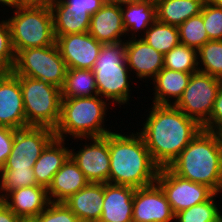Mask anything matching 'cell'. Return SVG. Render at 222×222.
Masks as SVG:
<instances>
[{
	"label": "cell",
	"mask_w": 222,
	"mask_h": 222,
	"mask_svg": "<svg viewBox=\"0 0 222 222\" xmlns=\"http://www.w3.org/2000/svg\"><path fill=\"white\" fill-rule=\"evenodd\" d=\"M151 106L138 131L153 161L160 168L168 167L203 128L174 105Z\"/></svg>",
	"instance_id": "6da1fadb"
},
{
	"label": "cell",
	"mask_w": 222,
	"mask_h": 222,
	"mask_svg": "<svg viewBox=\"0 0 222 222\" xmlns=\"http://www.w3.org/2000/svg\"><path fill=\"white\" fill-rule=\"evenodd\" d=\"M109 133V183L141 188L156 182L160 167L139 132Z\"/></svg>",
	"instance_id": "7a4b0ae2"
},
{
	"label": "cell",
	"mask_w": 222,
	"mask_h": 222,
	"mask_svg": "<svg viewBox=\"0 0 222 222\" xmlns=\"http://www.w3.org/2000/svg\"><path fill=\"white\" fill-rule=\"evenodd\" d=\"M168 168L176 175L222 192V143L215 131L202 129Z\"/></svg>",
	"instance_id": "3957f363"
},
{
	"label": "cell",
	"mask_w": 222,
	"mask_h": 222,
	"mask_svg": "<svg viewBox=\"0 0 222 222\" xmlns=\"http://www.w3.org/2000/svg\"><path fill=\"white\" fill-rule=\"evenodd\" d=\"M107 102L99 95L62 98L60 119L54 129L55 136L64 140L70 136L78 142L79 138L101 137L109 134L112 132V126L111 129L107 128L104 123L107 121L106 113L110 104Z\"/></svg>",
	"instance_id": "277c9868"
},
{
	"label": "cell",
	"mask_w": 222,
	"mask_h": 222,
	"mask_svg": "<svg viewBox=\"0 0 222 222\" xmlns=\"http://www.w3.org/2000/svg\"><path fill=\"white\" fill-rule=\"evenodd\" d=\"M92 70L99 96L111 100L112 106L130 104L131 72L125 60V41L103 44Z\"/></svg>",
	"instance_id": "5b68a950"
},
{
	"label": "cell",
	"mask_w": 222,
	"mask_h": 222,
	"mask_svg": "<svg viewBox=\"0 0 222 222\" xmlns=\"http://www.w3.org/2000/svg\"><path fill=\"white\" fill-rule=\"evenodd\" d=\"M7 20L15 54L21 50L51 46L56 39L50 7L16 6Z\"/></svg>",
	"instance_id": "8992f818"
},
{
	"label": "cell",
	"mask_w": 222,
	"mask_h": 222,
	"mask_svg": "<svg viewBox=\"0 0 222 222\" xmlns=\"http://www.w3.org/2000/svg\"><path fill=\"white\" fill-rule=\"evenodd\" d=\"M28 126L55 129L60 119L61 89L43 80L19 76Z\"/></svg>",
	"instance_id": "52a82bcc"
},
{
	"label": "cell",
	"mask_w": 222,
	"mask_h": 222,
	"mask_svg": "<svg viewBox=\"0 0 222 222\" xmlns=\"http://www.w3.org/2000/svg\"><path fill=\"white\" fill-rule=\"evenodd\" d=\"M67 65L61 57L56 42L51 46L21 50L16 54L11 70L17 76H26L48 82L62 88Z\"/></svg>",
	"instance_id": "ba28073f"
},
{
	"label": "cell",
	"mask_w": 222,
	"mask_h": 222,
	"mask_svg": "<svg viewBox=\"0 0 222 222\" xmlns=\"http://www.w3.org/2000/svg\"><path fill=\"white\" fill-rule=\"evenodd\" d=\"M221 85V79L207 73H192L188 86L174 106L203 126L209 120Z\"/></svg>",
	"instance_id": "9c48e42d"
},
{
	"label": "cell",
	"mask_w": 222,
	"mask_h": 222,
	"mask_svg": "<svg viewBox=\"0 0 222 222\" xmlns=\"http://www.w3.org/2000/svg\"><path fill=\"white\" fill-rule=\"evenodd\" d=\"M54 129L28 126L15 131L13 147L2 169H33L46 146L55 138Z\"/></svg>",
	"instance_id": "30bf717a"
},
{
	"label": "cell",
	"mask_w": 222,
	"mask_h": 222,
	"mask_svg": "<svg viewBox=\"0 0 222 222\" xmlns=\"http://www.w3.org/2000/svg\"><path fill=\"white\" fill-rule=\"evenodd\" d=\"M156 182L163 189L174 214L203 203L214 194L209 187L184 179L168 167L159 169Z\"/></svg>",
	"instance_id": "8fae6325"
},
{
	"label": "cell",
	"mask_w": 222,
	"mask_h": 222,
	"mask_svg": "<svg viewBox=\"0 0 222 222\" xmlns=\"http://www.w3.org/2000/svg\"><path fill=\"white\" fill-rule=\"evenodd\" d=\"M79 140H85V145L82 148L79 147L76 152V149H70V157L89 183H109V134L101 137L79 138Z\"/></svg>",
	"instance_id": "7c38bea8"
},
{
	"label": "cell",
	"mask_w": 222,
	"mask_h": 222,
	"mask_svg": "<svg viewBox=\"0 0 222 222\" xmlns=\"http://www.w3.org/2000/svg\"><path fill=\"white\" fill-rule=\"evenodd\" d=\"M132 220L133 222H173L175 220L171 205L157 182L135 189Z\"/></svg>",
	"instance_id": "4fadbf2b"
},
{
	"label": "cell",
	"mask_w": 222,
	"mask_h": 222,
	"mask_svg": "<svg viewBox=\"0 0 222 222\" xmlns=\"http://www.w3.org/2000/svg\"><path fill=\"white\" fill-rule=\"evenodd\" d=\"M55 39L67 68L92 70L103 46L89 32L55 36Z\"/></svg>",
	"instance_id": "5bb4252c"
},
{
	"label": "cell",
	"mask_w": 222,
	"mask_h": 222,
	"mask_svg": "<svg viewBox=\"0 0 222 222\" xmlns=\"http://www.w3.org/2000/svg\"><path fill=\"white\" fill-rule=\"evenodd\" d=\"M0 126L28 127L19 76L12 71H0Z\"/></svg>",
	"instance_id": "9a60e30c"
},
{
	"label": "cell",
	"mask_w": 222,
	"mask_h": 222,
	"mask_svg": "<svg viewBox=\"0 0 222 222\" xmlns=\"http://www.w3.org/2000/svg\"><path fill=\"white\" fill-rule=\"evenodd\" d=\"M164 55L142 38L125 40V60L130 72L139 80H153L163 68ZM150 78V79H149Z\"/></svg>",
	"instance_id": "2e32d148"
},
{
	"label": "cell",
	"mask_w": 222,
	"mask_h": 222,
	"mask_svg": "<svg viewBox=\"0 0 222 222\" xmlns=\"http://www.w3.org/2000/svg\"><path fill=\"white\" fill-rule=\"evenodd\" d=\"M89 34L103 44L125 41L126 31L121 6L104 3L91 15Z\"/></svg>",
	"instance_id": "e0dca14e"
},
{
	"label": "cell",
	"mask_w": 222,
	"mask_h": 222,
	"mask_svg": "<svg viewBox=\"0 0 222 222\" xmlns=\"http://www.w3.org/2000/svg\"><path fill=\"white\" fill-rule=\"evenodd\" d=\"M135 188L104 184L102 214L98 222H133V194Z\"/></svg>",
	"instance_id": "ac0fdd59"
},
{
	"label": "cell",
	"mask_w": 222,
	"mask_h": 222,
	"mask_svg": "<svg viewBox=\"0 0 222 222\" xmlns=\"http://www.w3.org/2000/svg\"><path fill=\"white\" fill-rule=\"evenodd\" d=\"M6 205L23 221L37 217L50 202L43 186L18 188L5 196Z\"/></svg>",
	"instance_id": "d6986e66"
},
{
	"label": "cell",
	"mask_w": 222,
	"mask_h": 222,
	"mask_svg": "<svg viewBox=\"0 0 222 222\" xmlns=\"http://www.w3.org/2000/svg\"><path fill=\"white\" fill-rule=\"evenodd\" d=\"M103 201L104 184L88 183L64 203L80 222H98L102 214Z\"/></svg>",
	"instance_id": "ffe728a7"
},
{
	"label": "cell",
	"mask_w": 222,
	"mask_h": 222,
	"mask_svg": "<svg viewBox=\"0 0 222 222\" xmlns=\"http://www.w3.org/2000/svg\"><path fill=\"white\" fill-rule=\"evenodd\" d=\"M88 183L84 173L69 157L53 176L52 182L47 188L48 199L50 202H64Z\"/></svg>",
	"instance_id": "44dd1931"
},
{
	"label": "cell",
	"mask_w": 222,
	"mask_h": 222,
	"mask_svg": "<svg viewBox=\"0 0 222 222\" xmlns=\"http://www.w3.org/2000/svg\"><path fill=\"white\" fill-rule=\"evenodd\" d=\"M191 73L162 68L150 82L153 84V104L174 105L182 96L191 78ZM171 98V99H170ZM173 99V100H172Z\"/></svg>",
	"instance_id": "7402d4cb"
},
{
	"label": "cell",
	"mask_w": 222,
	"mask_h": 222,
	"mask_svg": "<svg viewBox=\"0 0 222 222\" xmlns=\"http://www.w3.org/2000/svg\"><path fill=\"white\" fill-rule=\"evenodd\" d=\"M66 144L64 139L55 137L37 159L33 171L38 185L47 189L55 173L70 157V146Z\"/></svg>",
	"instance_id": "603a6c76"
},
{
	"label": "cell",
	"mask_w": 222,
	"mask_h": 222,
	"mask_svg": "<svg viewBox=\"0 0 222 222\" xmlns=\"http://www.w3.org/2000/svg\"><path fill=\"white\" fill-rule=\"evenodd\" d=\"M121 12L126 35L129 36L130 33L128 39L141 38L157 20L155 0H142L121 6Z\"/></svg>",
	"instance_id": "cb8c5ba5"
},
{
	"label": "cell",
	"mask_w": 222,
	"mask_h": 222,
	"mask_svg": "<svg viewBox=\"0 0 222 222\" xmlns=\"http://www.w3.org/2000/svg\"><path fill=\"white\" fill-rule=\"evenodd\" d=\"M54 36L89 32L90 13H72L65 0H54L50 6Z\"/></svg>",
	"instance_id": "d4e9b609"
},
{
	"label": "cell",
	"mask_w": 222,
	"mask_h": 222,
	"mask_svg": "<svg viewBox=\"0 0 222 222\" xmlns=\"http://www.w3.org/2000/svg\"><path fill=\"white\" fill-rule=\"evenodd\" d=\"M206 0H155L157 20L179 27L199 15Z\"/></svg>",
	"instance_id": "484cf974"
},
{
	"label": "cell",
	"mask_w": 222,
	"mask_h": 222,
	"mask_svg": "<svg viewBox=\"0 0 222 222\" xmlns=\"http://www.w3.org/2000/svg\"><path fill=\"white\" fill-rule=\"evenodd\" d=\"M98 95L95 74L91 69L68 68L61 88L62 98L91 97Z\"/></svg>",
	"instance_id": "4316f807"
},
{
	"label": "cell",
	"mask_w": 222,
	"mask_h": 222,
	"mask_svg": "<svg viewBox=\"0 0 222 222\" xmlns=\"http://www.w3.org/2000/svg\"><path fill=\"white\" fill-rule=\"evenodd\" d=\"M163 55L180 44L179 28L156 20L141 37Z\"/></svg>",
	"instance_id": "83f0119b"
},
{
	"label": "cell",
	"mask_w": 222,
	"mask_h": 222,
	"mask_svg": "<svg viewBox=\"0 0 222 222\" xmlns=\"http://www.w3.org/2000/svg\"><path fill=\"white\" fill-rule=\"evenodd\" d=\"M163 67L179 72L195 73L198 71L197 50L180 43L164 54Z\"/></svg>",
	"instance_id": "f1b7e54d"
},
{
	"label": "cell",
	"mask_w": 222,
	"mask_h": 222,
	"mask_svg": "<svg viewBox=\"0 0 222 222\" xmlns=\"http://www.w3.org/2000/svg\"><path fill=\"white\" fill-rule=\"evenodd\" d=\"M197 57L198 71L222 80V40L207 41L197 50Z\"/></svg>",
	"instance_id": "f546056e"
},
{
	"label": "cell",
	"mask_w": 222,
	"mask_h": 222,
	"mask_svg": "<svg viewBox=\"0 0 222 222\" xmlns=\"http://www.w3.org/2000/svg\"><path fill=\"white\" fill-rule=\"evenodd\" d=\"M217 195L214 193L207 201L176 213L174 222H216L222 212Z\"/></svg>",
	"instance_id": "4dcf8cb0"
},
{
	"label": "cell",
	"mask_w": 222,
	"mask_h": 222,
	"mask_svg": "<svg viewBox=\"0 0 222 222\" xmlns=\"http://www.w3.org/2000/svg\"><path fill=\"white\" fill-rule=\"evenodd\" d=\"M178 28L181 44L199 50L207 41H209L202 13L190 17Z\"/></svg>",
	"instance_id": "1f68e13d"
},
{
	"label": "cell",
	"mask_w": 222,
	"mask_h": 222,
	"mask_svg": "<svg viewBox=\"0 0 222 222\" xmlns=\"http://www.w3.org/2000/svg\"><path fill=\"white\" fill-rule=\"evenodd\" d=\"M36 185L33 169H0V195L3 197L15 189Z\"/></svg>",
	"instance_id": "d6a6232c"
},
{
	"label": "cell",
	"mask_w": 222,
	"mask_h": 222,
	"mask_svg": "<svg viewBox=\"0 0 222 222\" xmlns=\"http://www.w3.org/2000/svg\"><path fill=\"white\" fill-rule=\"evenodd\" d=\"M32 222H80L64 202H49L47 207Z\"/></svg>",
	"instance_id": "836d02e7"
},
{
	"label": "cell",
	"mask_w": 222,
	"mask_h": 222,
	"mask_svg": "<svg viewBox=\"0 0 222 222\" xmlns=\"http://www.w3.org/2000/svg\"><path fill=\"white\" fill-rule=\"evenodd\" d=\"M201 13L209 40H222V8L205 1Z\"/></svg>",
	"instance_id": "e575fe53"
},
{
	"label": "cell",
	"mask_w": 222,
	"mask_h": 222,
	"mask_svg": "<svg viewBox=\"0 0 222 222\" xmlns=\"http://www.w3.org/2000/svg\"><path fill=\"white\" fill-rule=\"evenodd\" d=\"M16 59L10 27L4 18L0 21V71H11Z\"/></svg>",
	"instance_id": "d590c367"
},
{
	"label": "cell",
	"mask_w": 222,
	"mask_h": 222,
	"mask_svg": "<svg viewBox=\"0 0 222 222\" xmlns=\"http://www.w3.org/2000/svg\"><path fill=\"white\" fill-rule=\"evenodd\" d=\"M15 131V129L0 126V169L5 165L12 151Z\"/></svg>",
	"instance_id": "8d00e7d4"
},
{
	"label": "cell",
	"mask_w": 222,
	"mask_h": 222,
	"mask_svg": "<svg viewBox=\"0 0 222 222\" xmlns=\"http://www.w3.org/2000/svg\"><path fill=\"white\" fill-rule=\"evenodd\" d=\"M222 125V85L214 101L209 120L202 126L204 130L216 131Z\"/></svg>",
	"instance_id": "74e56055"
},
{
	"label": "cell",
	"mask_w": 222,
	"mask_h": 222,
	"mask_svg": "<svg viewBox=\"0 0 222 222\" xmlns=\"http://www.w3.org/2000/svg\"><path fill=\"white\" fill-rule=\"evenodd\" d=\"M72 13H96L104 4V0H65Z\"/></svg>",
	"instance_id": "f35d334b"
},
{
	"label": "cell",
	"mask_w": 222,
	"mask_h": 222,
	"mask_svg": "<svg viewBox=\"0 0 222 222\" xmlns=\"http://www.w3.org/2000/svg\"><path fill=\"white\" fill-rule=\"evenodd\" d=\"M0 222H23L7 205L0 210Z\"/></svg>",
	"instance_id": "ab89813d"
},
{
	"label": "cell",
	"mask_w": 222,
	"mask_h": 222,
	"mask_svg": "<svg viewBox=\"0 0 222 222\" xmlns=\"http://www.w3.org/2000/svg\"><path fill=\"white\" fill-rule=\"evenodd\" d=\"M54 0H16L17 6L50 7Z\"/></svg>",
	"instance_id": "60d3db41"
},
{
	"label": "cell",
	"mask_w": 222,
	"mask_h": 222,
	"mask_svg": "<svg viewBox=\"0 0 222 222\" xmlns=\"http://www.w3.org/2000/svg\"><path fill=\"white\" fill-rule=\"evenodd\" d=\"M139 1H142V0H104V3L117 5V6H124L128 4L136 3Z\"/></svg>",
	"instance_id": "b9f144b4"
},
{
	"label": "cell",
	"mask_w": 222,
	"mask_h": 222,
	"mask_svg": "<svg viewBox=\"0 0 222 222\" xmlns=\"http://www.w3.org/2000/svg\"><path fill=\"white\" fill-rule=\"evenodd\" d=\"M1 7L7 6L12 10L17 6L16 0H0ZM3 5V6H2Z\"/></svg>",
	"instance_id": "7bdbcfd3"
},
{
	"label": "cell",
	"mask_w": 222,
	"mask_h": 222,
	"mask_svg": "<svg viewBox=\"0 0 222 222\" xmlns=\"http://www.w3.org/2000/svg\"><path fill=\"white\" fill-rule=\"evenodd\" d=\"M208 3L222 8V0H206Z\"/></svg>",
	"instance_id": "ee69618b"
},
{
	"label": "cell",
	"mask_w": 222,
	"mask_h": 222,
	"mask_svg": "<svg viewBox=\"0 0 222 222\" xmlns=\"http://www.w3.org/2000/svg\"><path fill=\"white\" fill-rule=\"evenodd\" d=\"M215 132L217 133L219 140L222 143V125Z\"/></svg>",
	"instance_id": "f6af8a7d"
},
{
	"label": "cell",
	"mask_w": 222,
	"mask_h": 222,
	"mask_svg": "<svg viewBox=\"0 0 222 222\" xmlns=\"http://www.w3.org/2000/svg\"><path fill=\"white\" fill-rule=\"evenodd\" d=\"M6 205L5 197L0 195V210Z\"/></svg>",
	"instance_id": "bcb514c9"
},
{
	"label": "cell",
	"mask_w": 222,
	"mask_h": 222,
	"mask_svg": "<svg viewBox=\"0 0 222 222\" xmlns=\"http://www.w3.org/2000/svg\"><path fill=\"white\" fill-rule=\"evenodd\" d=\"M216 222H222V212H221V214H220V216H219V218Z\"/></svg>",
	"instance_id": "7dc6e473"
}]
</instances>
